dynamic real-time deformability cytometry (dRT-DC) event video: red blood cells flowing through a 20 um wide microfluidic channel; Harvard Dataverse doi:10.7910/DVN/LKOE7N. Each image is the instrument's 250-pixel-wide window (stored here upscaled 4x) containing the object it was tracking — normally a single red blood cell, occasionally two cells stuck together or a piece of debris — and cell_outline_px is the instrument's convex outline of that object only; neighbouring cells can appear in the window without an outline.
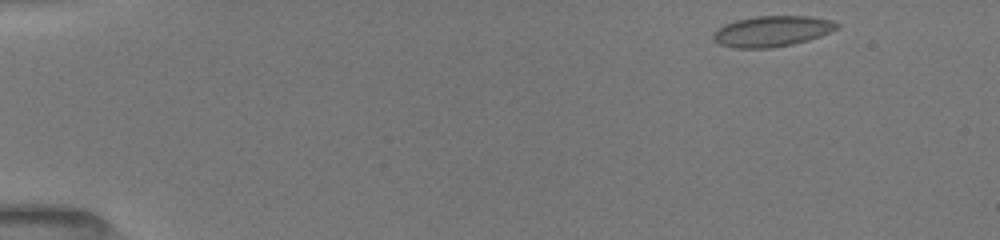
{"species": "common noctule bat (a hibernating species)", "species_latin": "Nyctalus noctula", "temperature_condition": "room temperature", "stored_images_in_passage": 46, "camera_frame_rate_fps": 3000, "um_per_image_px": 0.085, "animal": {"sex": "female", "body_mass_g": 19.5, "forearm_length_mm": 54.1}, "frame": {"image": 1, "passage_image": 1, "time_ms": 0.0, "image_size_px": [1000, 240], "cell_outline_px": [[840, 24], [836, 28], [820, 36], [808, 40], [792, 44], [772, 48], [736, 48], [720, 44], [712, 36], [724, 24], [736, 20], [756, 16], [808, 16], [832, 20]], "centroid_in_image_um": [65.64, 2.65], "position_along_channel_um": 19.4, "area_um2": 21.85}}
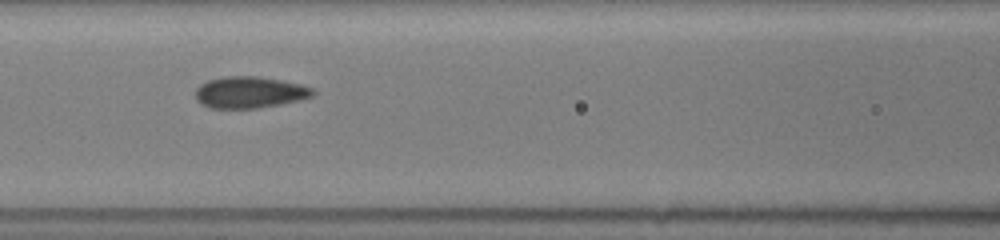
{"frame": {"image": 2, "passage_image": 19, "time_ms": 6.0, "image_size_px": [1000, 240], "cell_outline_px": [[316, 92], [312, 96], [280, 104], [256, 108], [212, 108], [200, 104], [196, 100], [196, 88], [200, 84], [208, 80], [224, 76], [260, 76], [300, 84], [312, 88]], "centroid_in_image_um": [21.18, 7.84], "position_along_channel_um": 145.4, "area_um2": 21.5}}
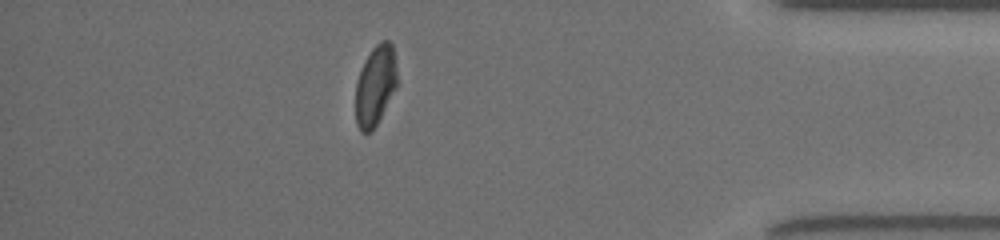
{"frame": {"image": 3, "passage_image": 40, "time_ms": 13.0, "image_size_px": [1000, 240], "cell_outline_px": [[396, 84], [372, 132], [360, 132], [356, 124], [356, 84], [364, 60], [372, 48], [380, 40], [388, 40], [392, 44], [396, 68]], "centroid_in_image_um": [31.87, 7.24], "position_along_channel_um": 403.3, "area_um2": 18.9}, "authors_computed_cell_mechanics": {"area_um2": 21.0103, "velocity_mm_per_s": 4.0027, "shape_relaxation_time_tau1_ms": 3.8861, "shape_relaxation_time_tau2_ms": 1.24, "deformation_change_tau1": 0.119, "deformation_change_tau2": 0.0481}}